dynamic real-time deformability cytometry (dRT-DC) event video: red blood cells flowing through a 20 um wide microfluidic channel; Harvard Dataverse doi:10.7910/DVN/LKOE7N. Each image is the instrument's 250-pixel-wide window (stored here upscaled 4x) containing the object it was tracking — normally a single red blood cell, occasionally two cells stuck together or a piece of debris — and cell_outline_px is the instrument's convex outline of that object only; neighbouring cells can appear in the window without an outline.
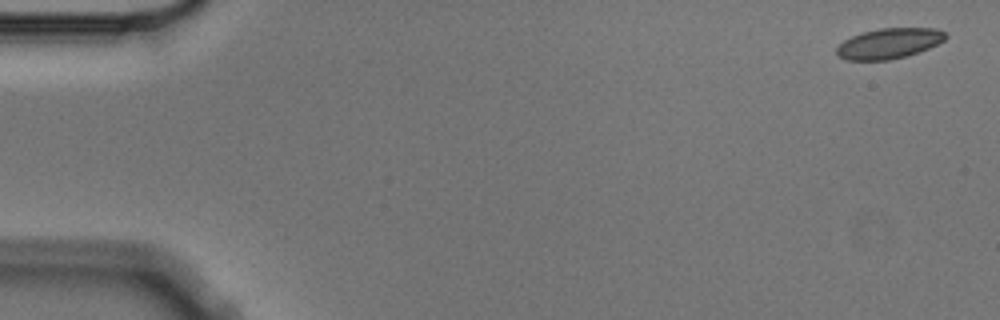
{"species": "Egyptian fruit bat (a non-hibernating species)", "species_latin": "Rousettus aegyptiacus", "temperature_condition": "cold", "stored_images_in_passage": 5, "camera_frame_rate_fps": 3000, "um_per_image_px": 0.085, "animal": {"sex": "male"}, "frame": {"image": 1, "passage_image": 1, "time_ms": 0.0, "image_size_px": [1000, 320], "cell_outline_px": [[948, 36], [944, 40], [928, 48], [908, 56], [888, 60], [844, 60], [836, 52], [836, 48], [844, 40], [860, 32], [880, 28], [936, 28], [944, 32]], "centroid_in_image_um": [75.55, 3.69], "position_along_channel_um": 9.4, "area_um2": 19.31}}
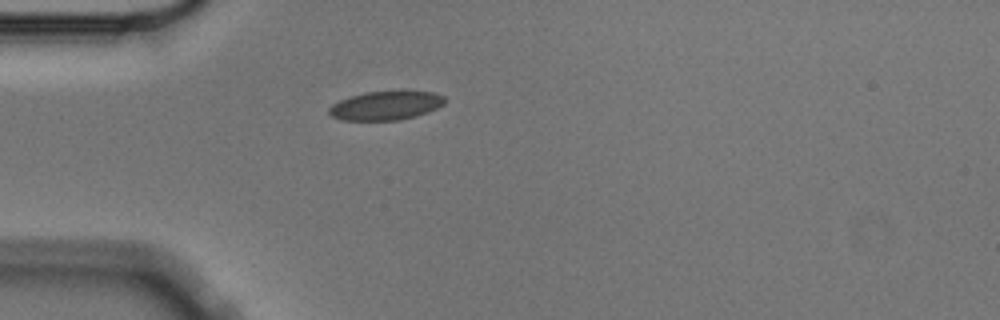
{"frame": {"image": 2, "passage_image": 4, "time_ms": 1.0, "image_size_px": [1000, 320], "cell_outline_px": [[444, 104], [428, 112], [416, 116], [400, 120], [340, 120], [332, 116], [328, 112], [328, 108], [332, 104], [340, 100], [364, 92], [432, 92], [444, 96]], "centroid_in_image_um": [32.76, 8.99], "position_along_channel_um": 52.2, "area_um2": 19.19}}